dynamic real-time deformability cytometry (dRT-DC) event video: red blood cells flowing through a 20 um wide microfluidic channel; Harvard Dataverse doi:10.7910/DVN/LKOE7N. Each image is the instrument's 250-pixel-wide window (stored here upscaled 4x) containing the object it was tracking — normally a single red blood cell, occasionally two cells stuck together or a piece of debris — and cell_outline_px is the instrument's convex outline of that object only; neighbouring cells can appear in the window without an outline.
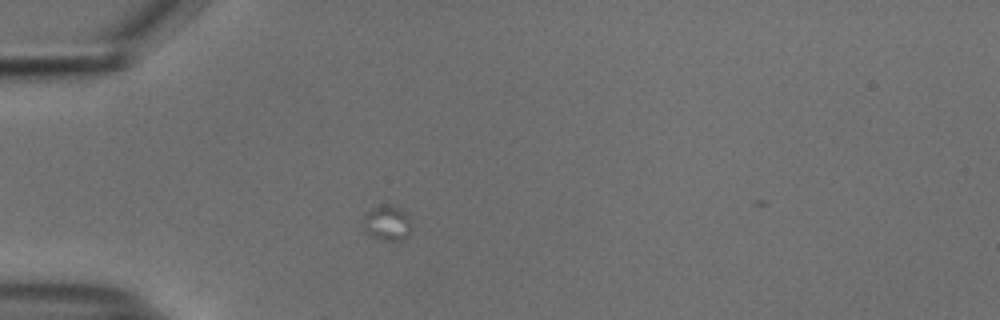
{"species": "common noctule bat (a hibernating species)", "species_latin": "Nyctalus noctula", "temperature_condition": "cold", "stored_images_in_passage": 6, "camera_frame_rate_fps": 3000, "um_per_image_px": 0.085, "animal": {"sex": "male", "body_mass_g": 18.8}, "frame": {"image": 1, "passage_image": 2, "time_ms": 0.333, "image_size_px": [1000, 320], "cell_outline_px": [[412, 228], [408, 236], [404, 240], [380, 240], [368, 236], [364, 232], [364, 216], [372, 208], [380, 204], [392, 204], [400, 208], [408, 216]], "centroid_in_image_um": [32.91, 18.97], "position_along_channel_um": 52.1, "area_um2": 10.17}}